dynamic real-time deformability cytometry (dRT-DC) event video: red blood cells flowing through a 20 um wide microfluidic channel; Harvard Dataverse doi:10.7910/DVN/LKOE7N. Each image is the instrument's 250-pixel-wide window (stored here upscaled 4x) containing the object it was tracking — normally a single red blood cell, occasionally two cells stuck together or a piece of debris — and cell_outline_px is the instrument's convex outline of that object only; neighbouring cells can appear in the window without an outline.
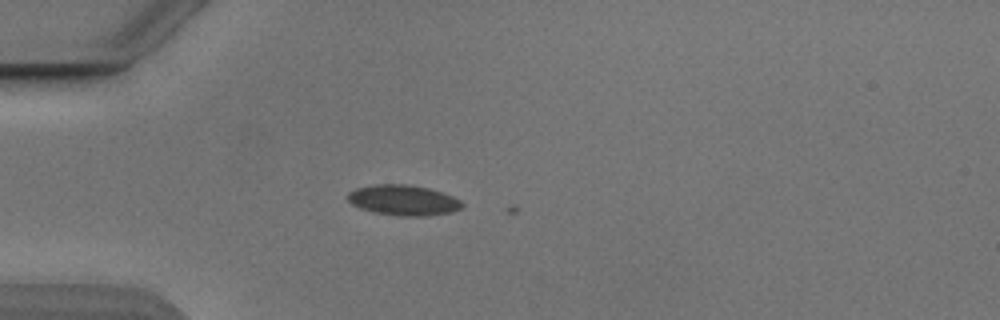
{"species": "Egyptian fruit bat (a non-hibernating species)", "species_latin": "Rousettus aegyptiacus", "temperature_condition": "cold", "stored_images_in_passage": 3, "camera_frame_rate_fps": 3000, "um_per_image_px": 0.085, "animal": {"sex": "male"}, "frame": {"image": 1, "passage_image": 2, "time_ms": 0.333, "image_size_px": [1000, 320], "cell_outline_px": [[464, 204], [460, 208], [452, 212], [428, 216], [396, 216], [372, 212], [360, 208], [352, 204], [348, 200], [348, 192], [356, 188], [376, 184], [408, 184], [428, 188], [452, 196], [460, 200]], "centroid_in_image_um": [34.27, 17.02], "position_along_channel_um": 50.7, "area_um2": 20.35}}